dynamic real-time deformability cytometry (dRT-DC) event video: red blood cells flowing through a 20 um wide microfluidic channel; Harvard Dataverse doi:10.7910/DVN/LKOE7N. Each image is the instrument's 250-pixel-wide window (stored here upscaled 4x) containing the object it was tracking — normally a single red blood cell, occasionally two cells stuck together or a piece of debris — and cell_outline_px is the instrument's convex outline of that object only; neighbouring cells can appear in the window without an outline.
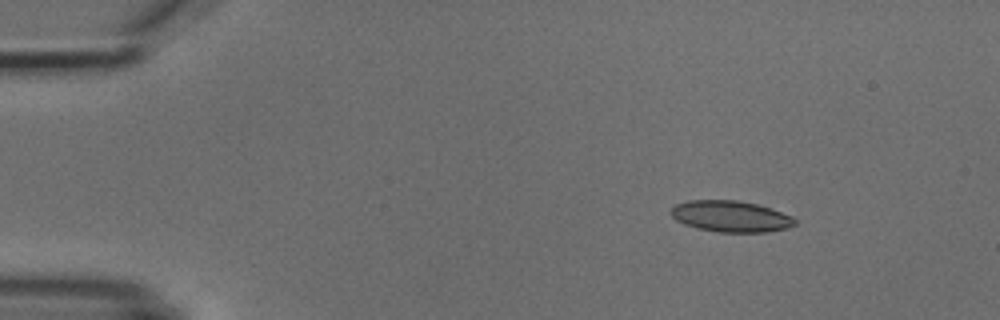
{"species": "common noctule bat (a hibernating species)", "species_latin": "Nyctalus noctula", "temperature_condition": "cold", "stored_images_in_passage": 4, "camera_frame_rate_fps": 3000, "um_per_image_px": 0.085, "animal": {"sex": "male", "body_mass_g": 18.8}, "frame": {"image": 1, "passage_image": 1, "time_ms": 0.0, "image_size_px": [1000, 320], "cell_outline_px": [[796, 224], [788, 228], [768, 232], [716, 232], [696, 228], [684, 224], [676, 220], [668, 212], [676, 204], [688, 200], [736, 200], [756, 204], [772, 208], [792, 216], [796, 220]], "centroid_in_image_um": [62.11, 18.39], "position_along_channel_um": 22.9, "area_um2": 22.77}}
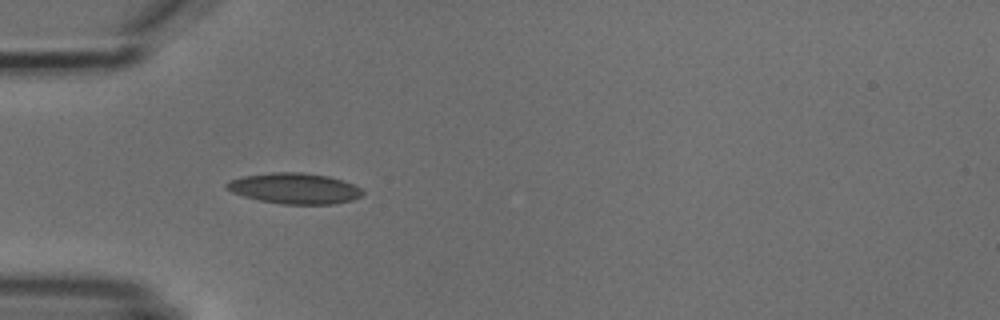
{"frame": {"image": 2, "passage_image": 3, "time_ms": 3.0, "image_size_px": [1000, 320], "cell_outline_px": [[364, 192], [360, 196], [352, 200], [332, 204], [284, 204], [260, 200], [244, 196], [232, 192], [224, 188], [224, 184], [232, 180], [244, 176], [272, 172], [304, 172], [328, 176], [352, 184], [360, 188]], "centroid_in_image_um": [25.02, 16.01], "position_along_channel_um": 60.0, "area_um2": 24.16}}
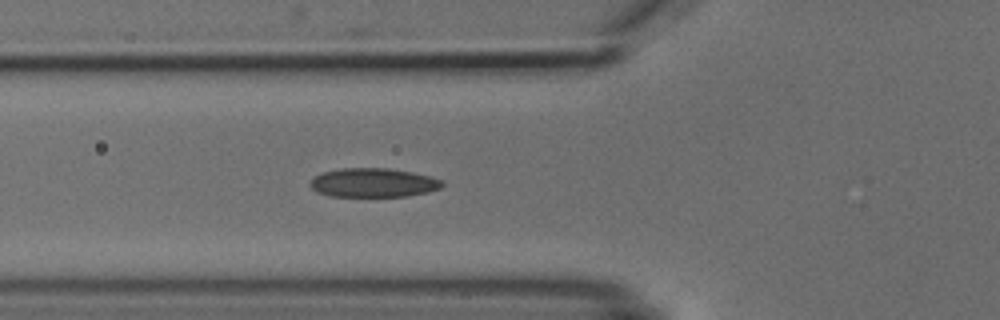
{"frame": {"image": 3, "passage_image": 4, "time_ms": 4.0, "image_size_px": [1000, 320], "cell_outline_px": [[444, 184], [440, 188], [428, 192], [408, 196], [328, 196], [316, 192], [308, 184], [312, 176], [320, 172], [340, 168], [388, 168], [412, 172], [444, 180]], "centroid_in_image_um": [31.68, 15.52], "position_along_channel_um": 94.1, "area_um2": 22.6}}